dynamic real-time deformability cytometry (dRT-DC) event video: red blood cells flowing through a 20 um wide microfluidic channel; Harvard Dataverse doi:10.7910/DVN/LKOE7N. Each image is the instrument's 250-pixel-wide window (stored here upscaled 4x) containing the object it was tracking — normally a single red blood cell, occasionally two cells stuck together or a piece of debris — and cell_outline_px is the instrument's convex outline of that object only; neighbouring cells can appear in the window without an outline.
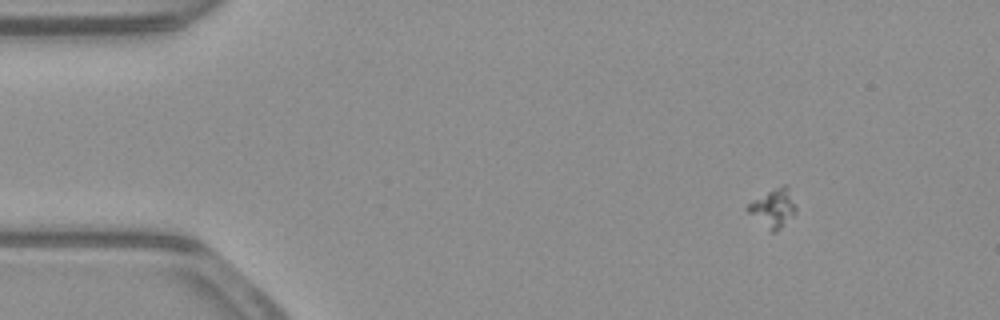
{"species": "common noctule bat (a hibernating species)", "species_latin": "Nyctalus noctula", "temperature_condition": "warm", "stored_images_in_passage": 49, "camera_frame_rate_fps": 3000, "um_per_image_px": 0.085, "animal": {"sex": "male", "body_mass_g": 23.1, "forearm_length_mm": 52.7}, "frame": {"image": 1, "passage_image": 1, "time_ms": 0.0, "image_size_px": [1000, 320], "cell_outline_px": [[796, 212], [776, 232], [772, 232], [748, 212], [744, 208], [752, 200], [784, 184], [788, 184], [796, 208]], "centroid_in_image_um": [65.73, 17.67], "position_along_channel_um": 19.3, "area_um2": 10.52}}